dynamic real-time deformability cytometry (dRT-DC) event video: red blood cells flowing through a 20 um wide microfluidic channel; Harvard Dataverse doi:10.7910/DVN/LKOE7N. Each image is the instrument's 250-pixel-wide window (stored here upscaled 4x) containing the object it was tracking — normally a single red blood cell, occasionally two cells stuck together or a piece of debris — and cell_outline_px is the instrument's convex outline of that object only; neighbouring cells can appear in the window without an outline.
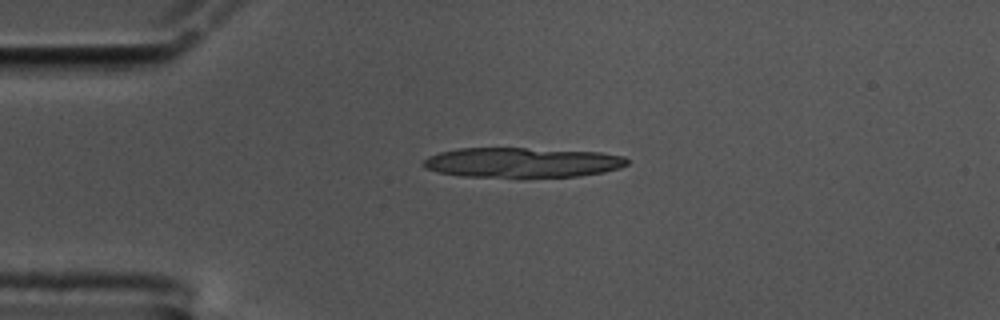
{"species": "common noctule bat (a hibernating species)", "species_latin": "Nyctalus noctula", "temperature_condition": "cold", "stored_images_in_passage": 45, "camera_frame_rate_fps": 3000, "um_per_image_px": 0.085, "animal": {"sex": "male", "body_mass_g": 17.5, "forearm_length_mm": 52.3}, "frame": {"image": 1, "passage_image": 1, "time_ms": 0.0, "image_size_px": [1000, 320], "cell_outline_px": [[628, 164], [620, 168], [604, 172], [580, 176], [460, 176], [440, 172], [424, 168], [420, 164], [428, 156], [440, 152], [460, 148], [524, 148], [600, 152], [624, 156], [628, 160]], "centroid_in_image_um": [44.38, 13.8], "position_along_channel_um": 40.6, "area_um2": 35.26}, "authors_computed_cell_mechanics": {"area_um2": 19.8254, "velocity_mm_per_s": 3.4374, "shape_relaxation_time_tau1_ms": null, "shape_relaxation_time_tau2_ms": 4.5531, "deformation_change_tau1": null, "deformation_change_tau2": 0.1522}}